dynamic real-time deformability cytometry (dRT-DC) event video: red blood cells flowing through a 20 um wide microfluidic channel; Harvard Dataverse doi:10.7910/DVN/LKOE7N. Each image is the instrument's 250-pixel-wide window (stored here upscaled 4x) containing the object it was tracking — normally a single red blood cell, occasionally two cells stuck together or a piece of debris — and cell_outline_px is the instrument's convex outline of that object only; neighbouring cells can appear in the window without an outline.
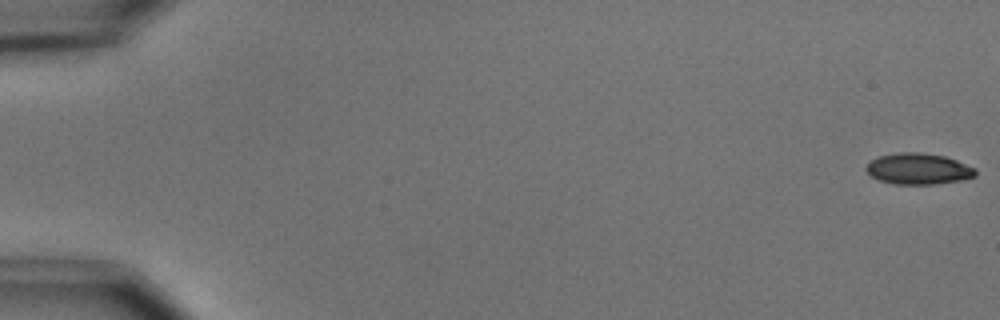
{"species": "common noctule bat (a hibernating species)", "species_latin": "Nyctalus noctula", "temperature_condition": "cold", "stored_images_in_passage": 5, "camera_frame_rate_fps": 3000, "um_per_image_px": 0.085, "animal": {"sex": "male", "body_mass_g": 15.6}, "frame": {"image": 1, "passage_image": 1, "time_ms": 0.0, "image_size_px": [1000, 320], "cell_outline_px": [[976, 176], [960, 180], [932, 184], [896, 184], [880, 180], [872, 176], [864, 168], [872, 160], [880, 156], [900, 152], [920, 152], [944, 156], [956, 160], [976, 168]], "centroid_in_image_um": [78.08, 14.34], "position_along_channel_um": 6.9, "area_um2": 19.59}}